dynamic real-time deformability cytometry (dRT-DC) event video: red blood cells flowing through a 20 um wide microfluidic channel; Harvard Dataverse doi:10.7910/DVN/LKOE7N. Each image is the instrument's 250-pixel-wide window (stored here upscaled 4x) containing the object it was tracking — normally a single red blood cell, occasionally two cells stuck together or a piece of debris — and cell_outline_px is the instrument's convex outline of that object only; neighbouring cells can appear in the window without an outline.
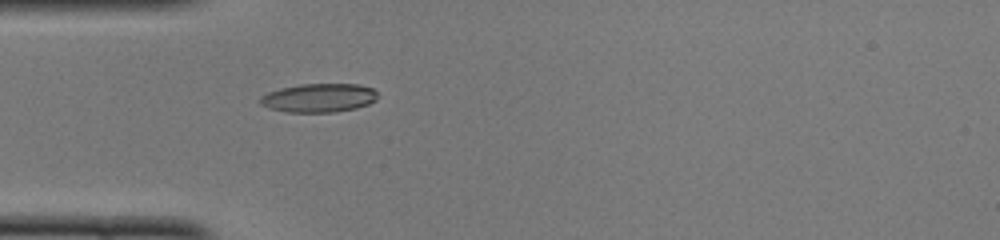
{"species": "common noctule bat (a hibernating species)", "species_latin": "Nyctalus noctula", "temperature_condition": "cold", "stored_images_in_passage": 36, "camera_frame_rate_fps": 3000, "um_per_image_px": 0.085, "animal": {"sex": "female", "body_mass_g": 22.0, "forearm_length_mm": 56.7}, "frame": {"image": 1, "passage_image": 1, "time_ms": 0.0, "image_size_px": [1000, 240], "cell_outline_px": [[376, 100], [368, 104], [356, 108], [332, 112], [288, 112], [268, 108], [260, 104], [260, 96], [268, 92], [280, 88], [300, 84], [356, 84], [372, 88], [376, 92]], "centroid_in_image_um": [27.07, 8.32], "position_along_channel_um": 57.9, "area_um2": 19.59}}
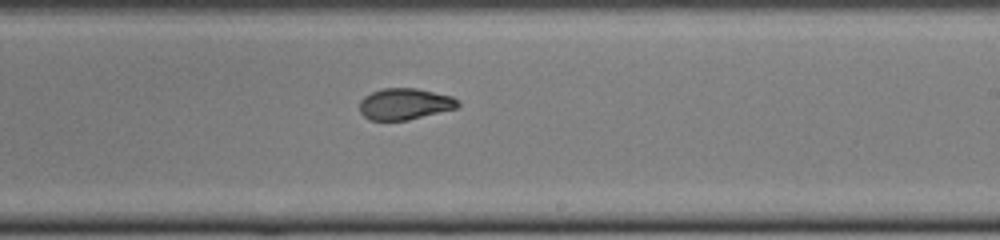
{"frame": {"image": 2, "passage_image": 16, "time_ms": 5.0, "image_size_px": [1000, 240], "cell_outline_px": [[460, 104], [456, 108], [408, 120], [368, 120], [360, 112], [360, 100], [364, 96], [372, 92], [384, 88], [416, 88], [452, 96], [460, 100]], "centroid_in_image_um": [34.4, 8.83], "position_along_channel_um": 254.6, "area_um2": 17.98}}
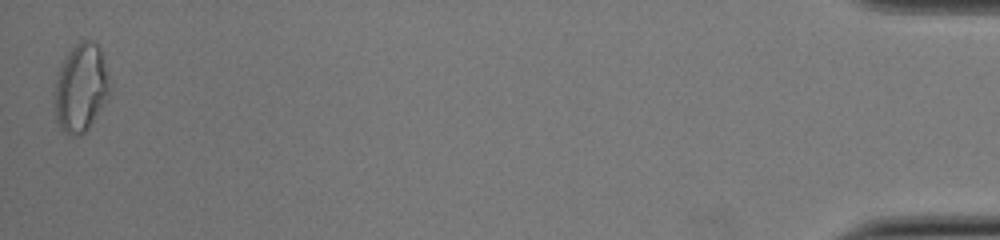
{"frame": {"image": 3, "passage_image": 36, "time_ms": 11.667, "image_size_px": [1000, 240], "cell_outline_px": [[112, 92], [88, 128], [80, 136], [68, 136], [60, 128], [56, 120], [52, 92], [60, 64], [68, 52], [80, 40], [92, 40], [100, 48], [104, 60], [112, 88]], "centroid_in_image_um": [6.86, 7.48], "position_along_channel_um": 428.3, "area_um2": 29.07}, "authors_computed_cell_mechanics": {"area_um2": 18.8139, "velocity_mm_per_s": 3.9919, "shape_relaxation_time_tau1_ms": 3.0901, "shape_relaxation_time_tau2_ms": 1.324, "deformation_change_tau1": 0.1561, "deformation_change_tau2": 0.0629}}